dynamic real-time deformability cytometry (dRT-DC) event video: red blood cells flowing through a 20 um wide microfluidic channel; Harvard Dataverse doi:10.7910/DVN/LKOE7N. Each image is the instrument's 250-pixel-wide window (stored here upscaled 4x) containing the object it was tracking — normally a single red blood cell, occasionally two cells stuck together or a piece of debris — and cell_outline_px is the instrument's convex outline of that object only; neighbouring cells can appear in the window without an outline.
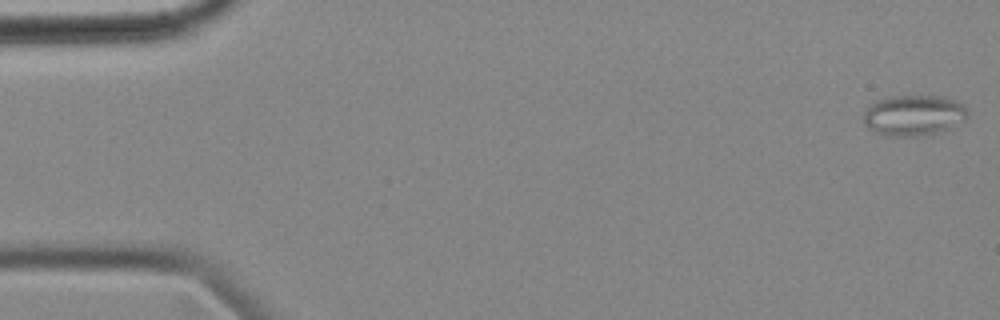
{"species": "common noctule bat (a hibernating species)", "species_latin": "Nyctalus noctula", "temperature_condition": "cold", "stored_images_in_passage": 56, "camera_frame_rate_fps": 3000, "um_per_image_px": 0.085, "animal": {"sex": "female", "body_mass_g": 18.4}, "frame": {"image": 1, "passage_image": 1, "time_ms": 0.0, "image_size_px": [1000, 320], "cell_outline_px": [[968, 116], [964, 120], [948, 128], [932, 132], [912, 136], [888, 136], [876, 132], [868, 128], [864, 124], [864, 108], [868, 104], [876, 100], [892, 96], [944, 96], [956, 100], [964, 104], [968, 112]], "centroid_in_image_um": [77.63, 9.77], "position_along_channel_um": 7.4, "area_um2": 24.62}}
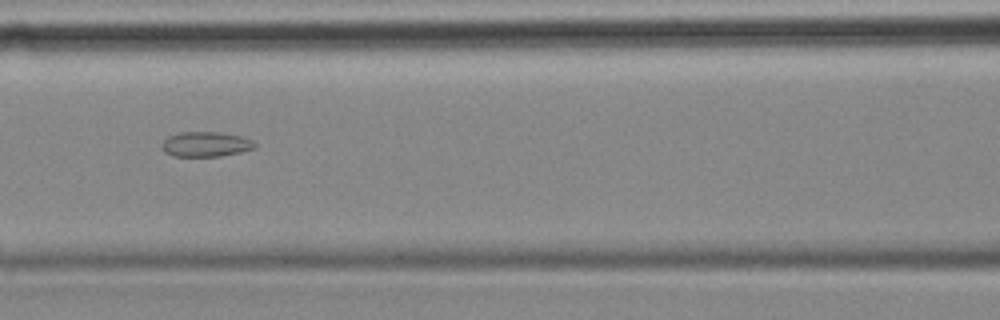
{"frame": {"image": 2, "passage_image": 24, "time_ms": 7.667, "image_size_px": [1000, 320], "cell_outline_px": [[256, 148], [240, 152], [220, 156], [172, 156], [164, 152], [164, 140], [168, 136], [180, 132], [220, 132], [244, 136], [252, 140], [256, 144]], "centroid_in_image_um": [17.54, 12.25], "position_along_channel_um": 149.1, "area_um2": 13.53}}
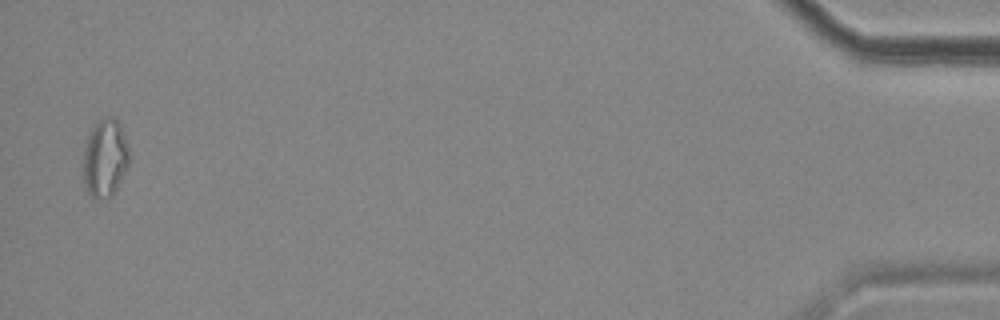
{"frame": {"image": 3, "passage_image": 55, "time_ms": 18.0, "image_size_px": [1000, 320], "cell_outline_px": [[132, 160], [112, 196], [92, 196], [88, 192], [84, 184], [84, 148], [88, 136], [92, 128], [104, 116], [116, 116], [120, 124], [128, 144]], "centroid_in_image_um": [8.98, 13.38], "position_along_channel_um": 426.2, "area_um2": 20.92}, "authors_computed_cell_mechanics": {"area_um2": 17.0221, "velocity_mm_per_s": 3.5574, "shape_relaxation_time_tau1_ms": null, "shape_relaxation_time_tau2_ms": 2.9787, "deformation_change_tau1": null, "deformation_change_tau2": 0.0912}}